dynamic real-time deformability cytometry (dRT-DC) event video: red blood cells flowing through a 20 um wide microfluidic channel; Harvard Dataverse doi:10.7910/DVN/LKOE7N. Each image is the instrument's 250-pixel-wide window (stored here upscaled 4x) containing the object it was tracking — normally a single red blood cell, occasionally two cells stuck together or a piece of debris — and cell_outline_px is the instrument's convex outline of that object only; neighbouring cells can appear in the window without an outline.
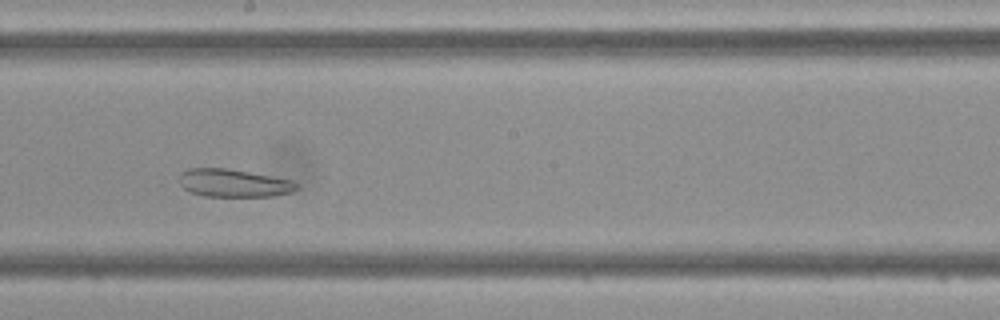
{"species": "Egyptian fruit bat (a non-hibernating species)", "species_latin": "Rousettus aegyptiacus", "temperature_condition": "cold", "stored_images_in_passage": 42, "camera_frame_rate_fps": 3000, "um_per_image_px": 0.085, "frame": {"image": 1, "passage_image": 21, "time_ms": 6.667, "image_size_px": [1000, 320], "cell_outline_px": [[296, 188], [292, 192], [272, 196], [204, 196], [192, 192], [184, 188], [180, 184], [180, 172], [188, 168], [224, 168], [248, 172], [292, 180], [296, 184]], "centroid_in_image_um": [19.82, 15.56], "position_along_channel_um": 228.4, "area_um2": 18.79}}
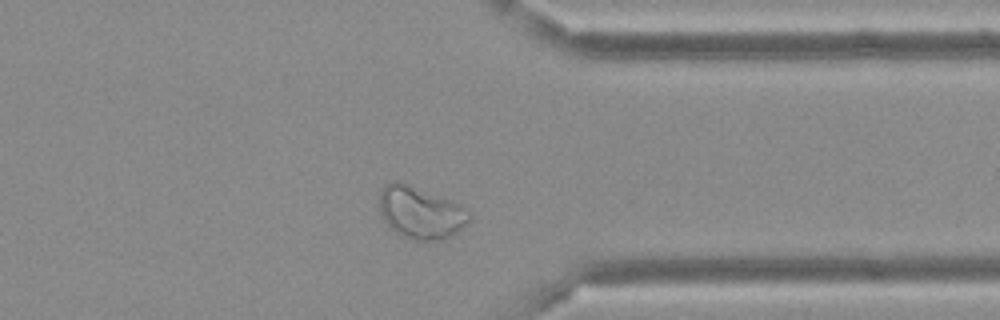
{"frame": {"image": 2, "passage_image": 32, "time_ms": 10.333, "image_size_px": [1000, 320], "cell_outline_px": [[472, 216], [456, 232], [440, 240], [412, 240], [396, 232], [384, 220], [380, 212], [380, 192], [384, 184], [396, 180], [400, 180], [452, 200], [468, 208]], "centroid_in_image_um": [35.75, 18.03], "position_along_channel_um": 375.7, "area_um2": 27.34}}
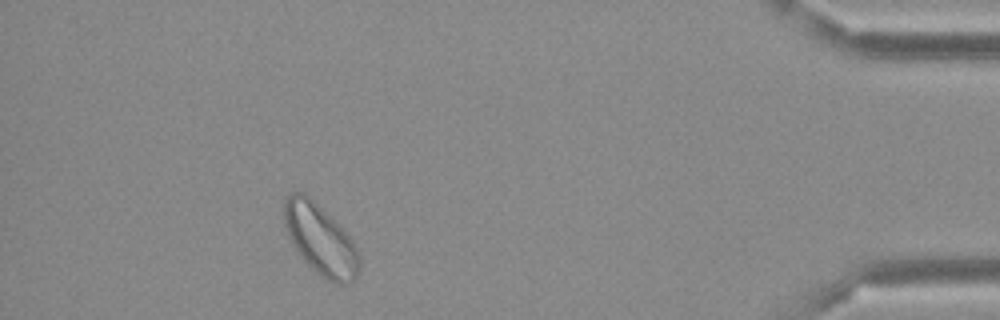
{"frame": {"image": 3, "passage_image": 38, "time_ms": 12.333, "image_size_px": [1000, 320], "cell_outline_px": [[360, 272], [356, 280], [348, 284], [336, 284], [328, 280], [316, 272], [304, 260], [292, 244], [284, 228], [284, 200], [292, 192], [304, 192], [340, 224], [352, 240], [360, 252]], "centroid_in_image_um": [27.27, 20.38], "position_along_channel_um": 407.9, "area_um2": 31.27}}